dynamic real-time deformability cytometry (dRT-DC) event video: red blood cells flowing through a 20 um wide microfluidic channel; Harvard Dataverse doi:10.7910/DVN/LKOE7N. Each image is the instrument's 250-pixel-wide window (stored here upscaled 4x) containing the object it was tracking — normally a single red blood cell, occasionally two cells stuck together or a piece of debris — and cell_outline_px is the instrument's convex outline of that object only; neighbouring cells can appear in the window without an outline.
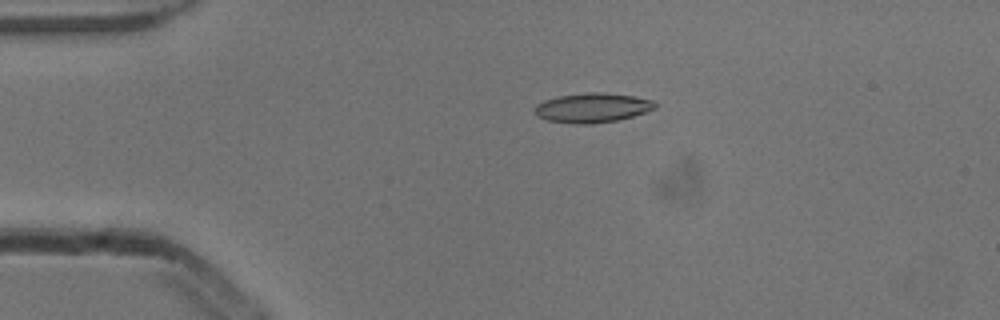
{"species": "common noctule bat (a hibernating species)", "species_latin": "Nyctalus noctula", "temperature_condition": "cold", "stored_images_in_passage": 52, "camera_frame_rate_fps": 3000, "um_per_image_px": 0.085, "animal": {"sex": "male", "body_mass_g": 13.3}, "frame": {"image": 1, "passage_image": 10, "time_ms": 3.0, "image_size_px": [1000, 320], "cell_outline_px": [[656, 108], [632, 116], [616, 120], [592, 124], [576, 124], [548, 120], [536, 116], [532, 112], [532, 108], [536, 104], [544, 100], [560, 96], [588, 92], [604, 92], [632, 96], [652, 100], [656, 104]], "centroid_in_image_um": [50.29, 9.16], "position_along_channel_um": 34.7, "area_um2": 20.69}}
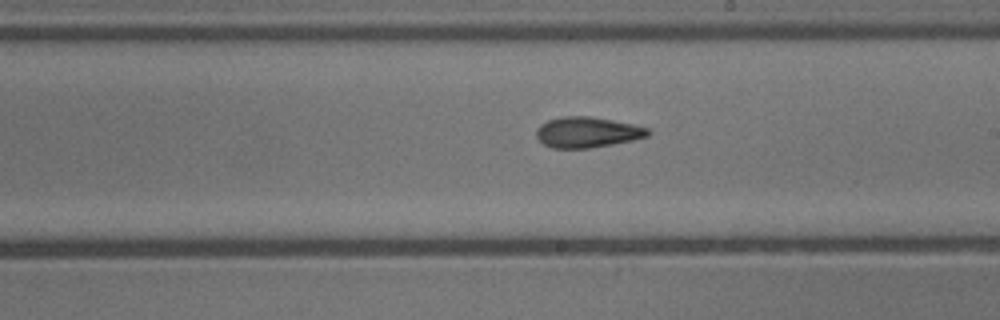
{"frame": {"image": 2, "passage_image": 29, "time_ms": 9.333, "image_size_px": [1000, 320], "cell_outline_px": [[652, 132], [648, 136], [632, 140], [612, 144], [588, 148], [552, 148], [544, 144], [536, 136], [536, 128], [540, 124], [548, 120], [560, 116], [592, 116], [636, 124], [648, 128]], "centroid_in_image_um": [49.93, 11.22], "position_along_channel_um": 239.1, "area_um2": 20.11}}
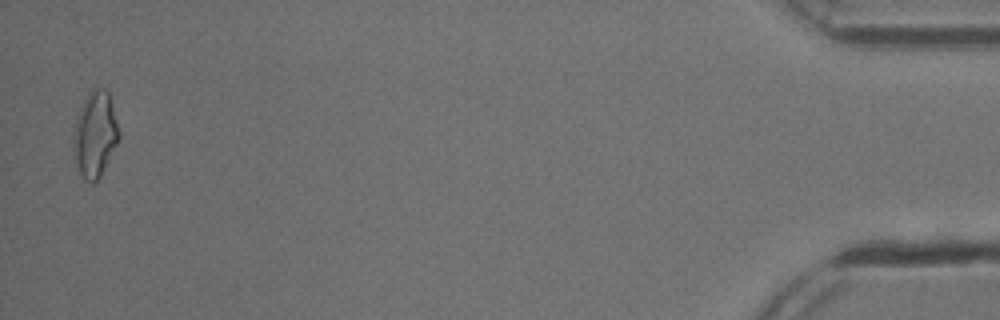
{"frame": {"image": 3, "passage_image": 51, "time_ms": 16.667, "image_size_px": [1000, 320], "cell_outline_px": [[120, 136], [100, 176], [92, 184], [84, 180], [80, 172], [76, 160], [72, 136], [76, 116], [88, 92], [96, 88], [104, 88], [108, 92], [120, 132]], "centroid_in_image_um": [8.07, 11.4], "position_along_channel_um": 427.1, "area_um2": 22.37}, "authors_computed_cell_mechanics": {"area_um2": 19.652, "velocity_mm_per_s": 3.8544, "shape_relaxation_time_tau1_ms": 4.3154, "shape_relaxation_time_tau2_ms": 2.645, "deformation_change_tau1": 0.1567, "deformation_change_tau2": 0.1122}}